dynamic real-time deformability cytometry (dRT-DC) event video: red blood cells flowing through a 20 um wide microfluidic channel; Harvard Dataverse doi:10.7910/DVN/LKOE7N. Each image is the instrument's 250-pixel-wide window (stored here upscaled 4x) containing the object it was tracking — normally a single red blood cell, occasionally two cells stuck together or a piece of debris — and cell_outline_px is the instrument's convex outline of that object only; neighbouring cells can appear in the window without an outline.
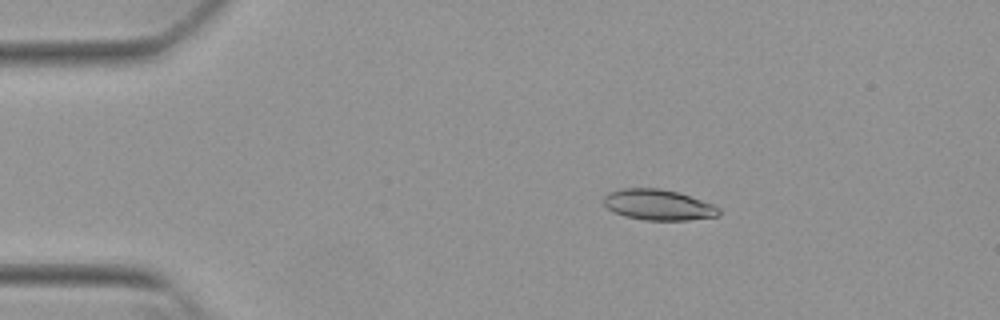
{"species": "Egyptian fruit bat (a non-hibernating species)", "species_latin": "Rousettus aegyptiacus", "temperature_condition": "warm", "stored_images_in_passage": 51, "camera_frame_rate_fps": 3000, "um_per_image_px": 0.085, "animal": {"sex": "female"}, "frame": {"image": 1, "passage_image": 7, "time_ms": 2.0, "image_size_px": [1000, 320], "cell_outline_px": [[720, 216], [688, 220], [644, 220], [624, 216], [612, 212], [604, 204], [604, 196], [608, 192], [620, 188], [660, 188], [676, 192], [712, 204], [720, 208]], "centroid_in_image_um": [55.92, 17.41], "position_along_channel_um": 29.1, "area_um2": 20.63}}
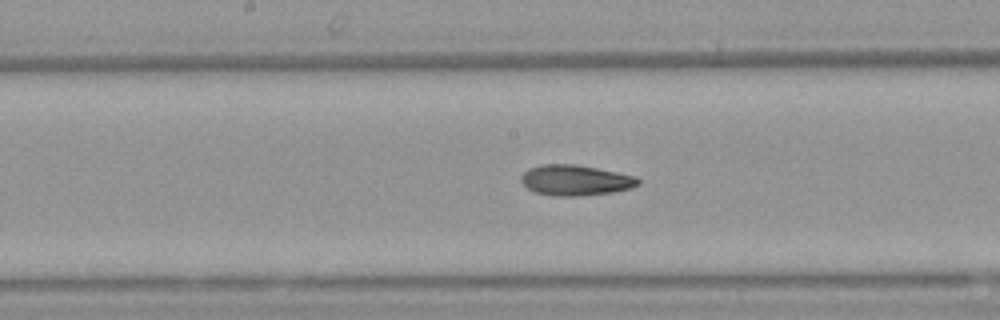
{"frame": {"image": 2, "passage_image": 25, "time_ms": 8.0, "image_size_px": [1000, 320], "cell_outline_px": [[640, 184], [632, 188], [612, 192], [580, 196], [556, 196], [536, 192], [528, 188], [520, 180], [520, 176], [528, 168], [540, 164], [576, 164], [636, 176], [640, 180]], "centroid_in_image_um": [48.91, 15.31], "position_along_channel_um": 199.3, "area_um2": 20.87}}
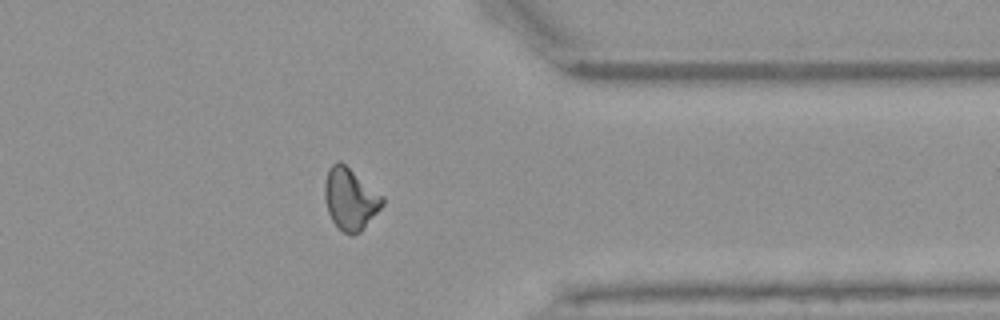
{"frame": {"image": 3, "passage_image": 40, "time_ms": 13.0, "image_size_px": [1000, 320], "cell_outline_px": [[384, 204], [360, 232], [352, 236], [344, 232], [332, 220], [328, 212], [324, 196], [324, 184], [328, 168], [336, 160], [340, 160], [384, 196]], "centroid_in_image_um": [29.76, 16.88], "position_along_channel_um": 381.6, "area_um2": 20.81}, "authors_computed_cell_mechanics": {"area_um2": 20.4034, "velocity_mm_per_s": 3.8429, "shape_relaxation_time_tau1_ms": null, "shape_relaxation_time_tau2_ms": 3.8712, "deformation_change_tau1": null, "deformation_change_tau2": 0.1094}}